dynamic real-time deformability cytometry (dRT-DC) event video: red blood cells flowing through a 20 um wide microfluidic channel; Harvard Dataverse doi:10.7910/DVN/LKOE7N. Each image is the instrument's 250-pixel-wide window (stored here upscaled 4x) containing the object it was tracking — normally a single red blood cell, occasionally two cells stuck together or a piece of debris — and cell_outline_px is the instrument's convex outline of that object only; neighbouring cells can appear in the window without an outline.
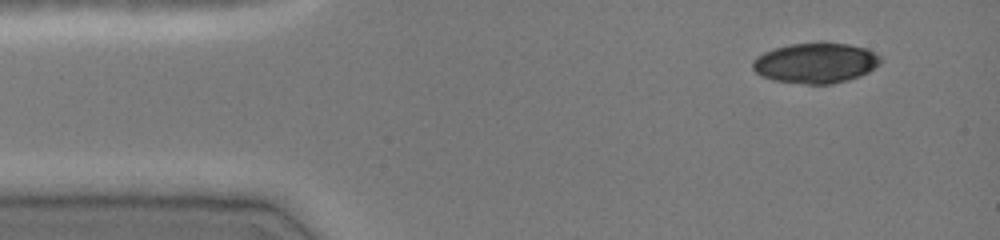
{"species": "common noctule bat (a hibernating species)", "species_latin": "Nyctalus noctula", "temperature_condition": "cold", "stored_images_in_passage": 42, "camera_frame_rate_fps": 3000, "um_per_image_px": 0.085, "animal": {"sex": "female", "body_mass_g": 19.0, "forearm_length_mm": 51.5}, "frame": {"image": 1, "passage_image": 1, "time_ms": 0.0, "image_size_px": [1000, 240], "cell_outline_px": [[880, 64], [868, 72], [860, 76], [848, 80], [832, 84], [804, 84], [772, 80], [760, 76], [752, 68], [752, 60], [756, 56], [764, 52], [776, 48], [792, 44], [820, 40], [824, 40], [848, 44], [864, 48], [880, 56]], "centroid_in_image_um": [69.3, 5.33], "position_along_channel_um": 15.7, "area_um2": 30.58}}